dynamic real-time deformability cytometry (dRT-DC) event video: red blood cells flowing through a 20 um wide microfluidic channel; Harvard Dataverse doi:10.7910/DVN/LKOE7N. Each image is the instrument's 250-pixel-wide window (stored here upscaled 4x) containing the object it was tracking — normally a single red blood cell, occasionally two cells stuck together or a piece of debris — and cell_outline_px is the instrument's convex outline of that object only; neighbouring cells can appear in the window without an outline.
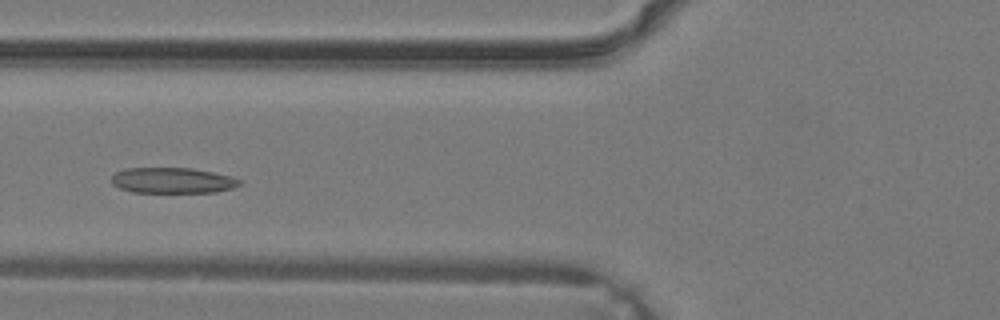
{"species": "common noctule bat (a hibernating species)", "species_latin": "Nyctalus noctula", "temperature_condition": "warm", "stored_images_in_passage": 29, "camera_frame_rate_fps": 3000, "um_per_image_px": 0.085, "animal": {"sex": "male", "body_mass_g": 19.2, "forearm_length_mm": 51.8}, "frame": {"image": 1, "passage_image": 9, "time_ms": 2.667, "image_size_px": [1000, 320], "cell_outline_px": [[240, 184], [232, 188], [216, 192], [132, 192], [120, 188], [112, 184], [112, 176], [116, 172], [124, 168], [192, 168], [212, 172], [228, 176], [240, 180]], "centroid_in_image_um": [14.62, 15.33], "position_along_channel_um": 111.2, "area_um2": 18.96}}
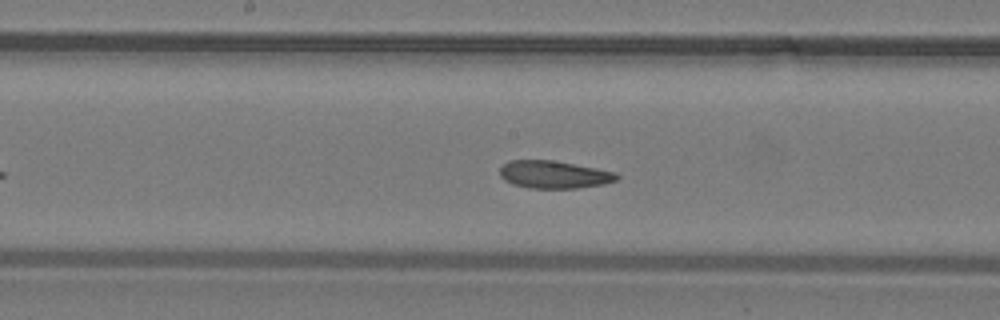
{"frame": {"image": 2, "passage_image": 14, "time_ms": 4.333, "image_size_px": [1000, 320], "cell_outline_px": [[620, 176], [616, 180], [604, 184], [576, 188], [528, 188], [512, 184], [504, 180], [500, 176], [500, 168], [508, 160], [552, 160], [596, 168], [616, 172]], "centroid_in_image_um": [47.07, 14.84], "position_along_channel_um": 201.1, "area_um2": 18.84}}
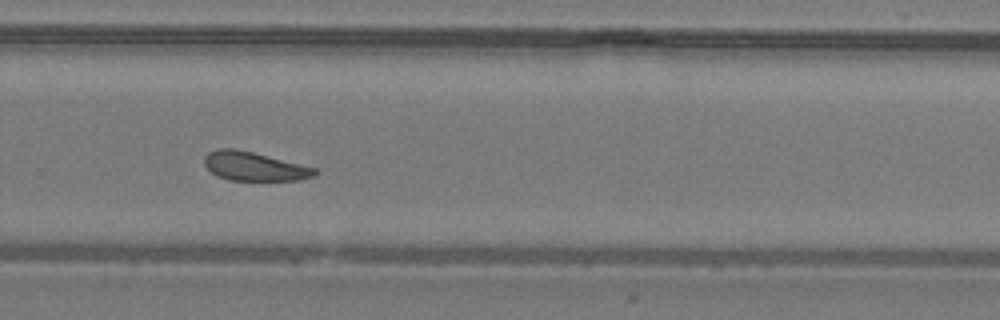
{"frame": {"image": 3, "passage_image": 20, "time_ms": 6.333, "image_size_px": [1000, 320], "cell_outline_px": [[320, 172], [312, 176], [300, 180], [228, 180], [216, 176], [204, 164], [204, 156], [208, 152], [216, 148], [236, 148], [316, 168]], "centroid_in_image_um": [21.58, 14.13], "position_along_channel_um": 308.2, "area_um2": 18.55}}